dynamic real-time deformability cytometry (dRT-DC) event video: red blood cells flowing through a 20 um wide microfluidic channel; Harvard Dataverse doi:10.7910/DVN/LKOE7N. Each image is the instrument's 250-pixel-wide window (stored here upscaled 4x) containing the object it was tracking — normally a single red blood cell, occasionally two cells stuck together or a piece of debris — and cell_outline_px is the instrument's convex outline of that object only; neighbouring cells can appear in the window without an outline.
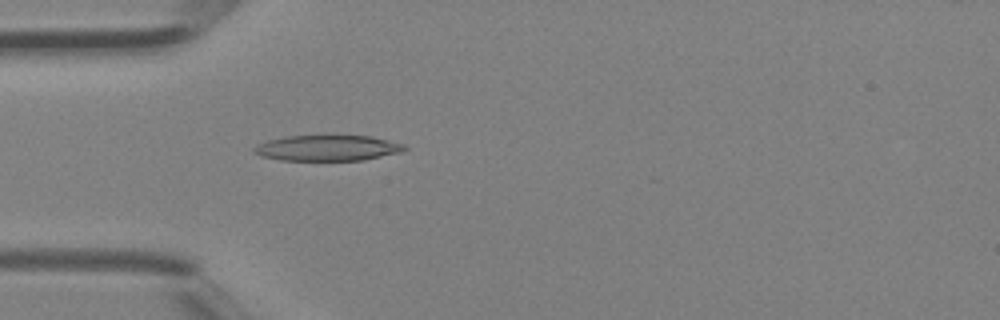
{"species": "Egyptian fruit bat (a non-hibernating species)", "species_latin": "Rousettus aegyptiacus", "temperature_condition": "room temperature", "stored_images_in_passage": 29, "camera_frame_rate_fps": 3000, "um_per_image_px": 0.085, "animal": {"sex": "female"}, "frame": {"image": 1, "passage_image": 6, "time_ms": 1.667, "image_size_px": [1000, 320], "cell_outline_px": [[408, 148], [400, 152], [364, 160], [280, 160], [260, 156], [252, 152], [252, 148], [268, 140], [288, 136], [328, 132], [372, 136], [404, 144]], "centroid_in_image_um": [27.84, 12.53], "position_along_channel_um": 57.2, "area_um2": 23.58}}
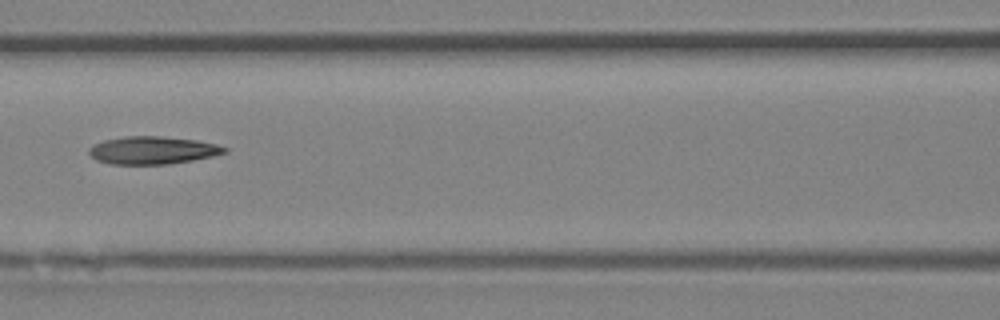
{"frame": {"image": 2, "passage_image": 12, "time_ms": 3.667, "image_size_px": [1000, 320], "cell_outline_px": [[228, 152], [212, 156], [192, 160], [168, 164], [112, 164], [96, 160], [88, 152], [88, 148], [92, 144], [104, 140], [124, 136], [160, 136], [196, 140], [216, 144], [228, 148]], "centroid_in_image_um": [12.95, 12.77], "position_along_channel_um": 153.6, "area_um2": 21.91}}
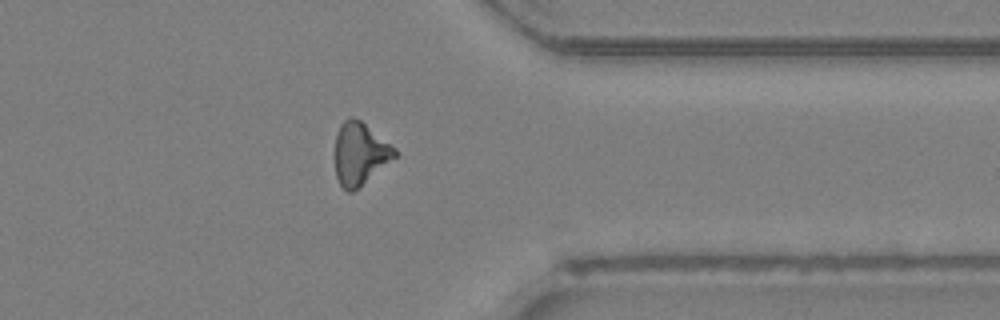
{"frame": {"image": 3, "passage_image": 26, "time_ms": 8.333, "image_size_px": [1000, 320], "cell_outline_px": [[396, 156], [352, 192], [348, 192], [340, 184], [336, 176], [336, 132], [340, 124], [348, 116], [352, 116], [360, 120], [396, 148]], "centroid_in_image_um": [30.57, 13.02], "position_along_channel_um": 380.8, "area_um2": 21.27}}